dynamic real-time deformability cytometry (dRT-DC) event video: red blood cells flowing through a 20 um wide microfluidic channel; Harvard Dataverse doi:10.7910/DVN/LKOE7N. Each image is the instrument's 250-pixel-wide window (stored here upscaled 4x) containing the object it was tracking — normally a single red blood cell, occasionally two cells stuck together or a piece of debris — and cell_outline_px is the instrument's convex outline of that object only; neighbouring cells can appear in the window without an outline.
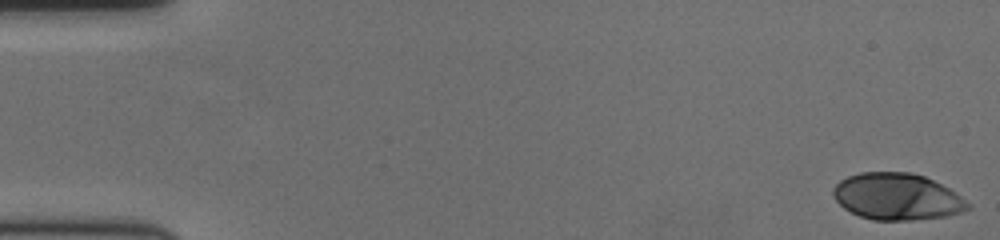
{"species": "human", "species_latin": "Homo sapiens", "temperature_condition": "cold", "stored_images_in_passage": 58, "camera_frame_rate_fps": 3000, "um_per_image_px": 0.085, "donor": {"sex": "female"}, "frame": {"image": 1, "passage_image": 1, "time_ms": 0.0, "image_size_px": [1000, 240], "cell_outline_px": [[972, 208], [960, 212], [944, 216], [912, 220], [872, 220], [860, 216], [844, 208], [832, 196], [832, 188], [840, 180], [848, 176], [860, 172], [912, 172], [924, 176], [948, 188], [972, 204]], "centroid_in_image_um": [76.23, 16.71], "position_along_channel_um": 8.8, "area_um2": 36.59}}
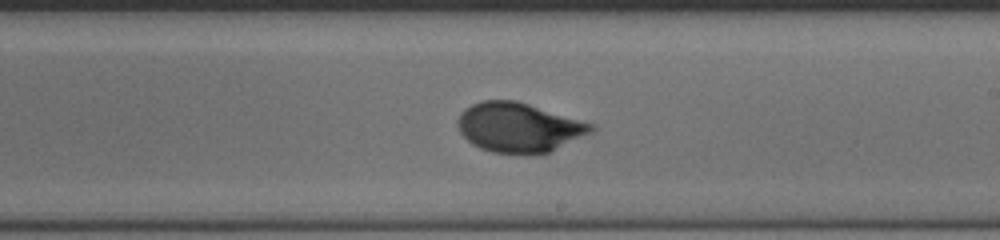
{"frame": {"image": 2, "passage_image": 34, "time_ms": 11.0, "image_size_px": [1000, 240], "cell_outline_px": [[596, 128], [592, 132], [548, 152], [492, 152], [480, 148], [472, 144], [460, 132], [456, 124], [456, 120], [460, 112], [464, 108], [480, 100], [516, 100], [596, 124]], "centroid_in_image_um": [44.08, 10.79], "position_along_channel_um": 244.9, "area_um2": 38.21}}
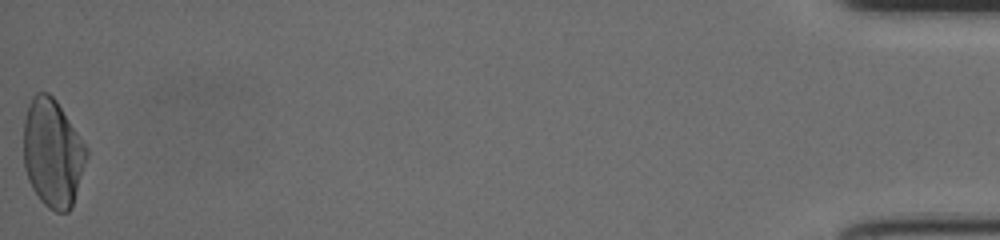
{"frame": {"image": 3, "passage_image": 58, "time_ms": 19.0, "image_size_px": [1000, 240], "cell_outline_px": [[88, 156], [72, 208], [68, 212], [56, 212], [48, 208], [40, 200], [32, 188], [28, 180], [24, 168], [24, 120], [28, 104], [32, 96], [36, 92], [48, 92], [56, 100], [88, 148]], "centroid_in_image_um": [4.48, 13.02], "position_along_channel_um": 430.7, "area_um2": 39.94}, "authors_computed_cell_mechanics": {"area_um2": 37.6856, "velocity_mm_per_s": 3.5587, "shape_relaxation_time_tau1_ms": 3.6241, "shape_relaxation_time_tau2_ms": null, "deformation_change_tau1": 0.1623, "deformation_change_tau2": null}}